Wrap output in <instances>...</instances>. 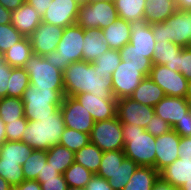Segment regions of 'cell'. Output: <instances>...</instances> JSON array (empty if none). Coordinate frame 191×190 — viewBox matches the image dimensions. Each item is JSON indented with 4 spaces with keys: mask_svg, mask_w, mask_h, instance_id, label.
<instances>
[{
    "mask_svg": "<svg viewBox=\"0 0 191 190\" xmlns=\"http://www.w3.org/2000/svg\"><path fill=\"white\" fill-rule=\"evenodd\" d=\"M112 76L100 75L92 63L77 61L63 71L65 96L90 92L101 99H116L113 95Z\"/></svg>",
    "mask_w": 191,
    "mask_h": 190,
    "instance_id": "cell-1",
    "label": "cell"
},
{
    "mask_svg": "<svg viewBox=\"0 0 191 190\" xmlns=\"http://www.w3.org/2000/svg\"><path fill=\"white\" fill-rule=\"evenodd\" d=\"M64 129L65 123L59 107L51 114V117H45L39 121L28 120L22 142L28 144L33 150L48 151L52 146L59 144Z\"/></svg>",
    "mask_w": 191,
    "mask_h": 190,
    "instance_id": "cell-2",
    "label": "cell"
},
{
    "mask_svg": "<svg viewBox=\"0 0 191 190\" xmlns=\"http://www.w3.org/2000/svg\"><path fill=\"white\" fill-rule=\"evenodd\" d=\"M130 43L119 50L121 60L135 65H153V54L156 45L151 25L140 19L130 22Z\"/></svg>",
    "mask_w": 191,
    "mask_h": 190,
    "instance_id": "cell-3",
    "label": "cell"
},
{
    "mask_svg": "<svg viewBox=\"0 0 191 190\" xmlns=\"http://www.w3.org/2000/svg\"><path fill=\"white\" fill-rule=\"evenodd\" d=\"M124 154L126 158L133 160L138 166L155 168V141L156 137L144 128L122 123Z\"/></svg>",
    "mask_w": 191,
    "mask_h": 190,
    "instance_id": "cell-4",
    "label": "cell"
},
{
    "mask_svg": "<svg viewBox=\"0 0 191 190\" xmlns=\"http://www.w3.org/2000/svg\"><path fill=\"white\" fill-rule=\"evenodd\" d=\"M84 29L78 24L64 28L56 51L44 55L46 61L64 71L71 63L83 60Z\"/></svg>",
    "mask_w": 191,
    "mask_h": 190,
    "instance_id": "cell-5",
    "label": "cell"
},
{
    "mask_svg": "<svg viewBox=\"0 0 191 190\" xmlns=\"http://www.w3.org/2000/svg\"><path fill=\"white\" fill-rule=\"evenodd\" d=\"M64 97V90H41L30 84L21 98L24 116L27 120L34 121L51 117V114L61 106Z\"/></svg>",
    "mask_w": 191,
    "mask_h": 190,
    "instance_id": "cell-6",
    "label": "cell"
},
{
    "mask_svg": "<svg viewBox=\"0 0 191 190\" xmlns=\"http://www.w3.org/2000/svg\"><path fill=\"white\" fill-rule=\"evenodd\" d=\"M156 42L170 41L188 47L191 43V10H178L165 22L151 24Z\"/></svg>",
    "mask_w": 191,
    "mask_h": 190,
    "instance_id": "cell-7",
    "label": "cell"
},
{
    "mask_svg": "<svg viewBox=\"0 0 191 190\" xmlns=\"http://www.w3.org/2000/svg\"><path fill=\"white\" fill-rule=\"evenodd\" d=\"M118 19L113 0L89 1L80 5L76 24L83 29H104Z\"/></svg>",
    "mask_w": 191,
    "mask_h": 190,
    "instance_id": "cell-8",
    "label": "cell"
},
{
    "mask_svg": "<svg viewBox=\"0 0 191 190\" xmlns=\"http://www.w3.org/2000/svg\"><path fill=\"white\" fill-rule=\"evenodd\" d=\"M30 84L41 90H64L63 71L49 64L44 56L32 54L23 67Z\"/></svg>",
    "mask_w": 191,
    "mask_h": 190,
    "instance_id": "cell-9",
    "label": "cell"
},
{
    "mask_svg": "<svg viewBox=\"0 0 191 190\" xmlns=\"http://www.w3.org/2000/svg\"><path fill=\"white\" fill-rule=\"evenodd\" d=\"M153 65H135L121 60L119 66L112 73L113 95L118 100L130 97L140 82L147 76Z\"/></svg>",
    "mask_w": 191,
    "mask_h": 190,
    "instance_id": "cell-10",
    "label": "cell"
},
{
    "mask_svg": "<svg viewBox=\"0 0 191 190\" xmlns=\"http://www.w3.org/2000/svg\"><path fill=\"white\" fill-rule=\"evenodd\" d=\"M90 142L103 152L122 150L124 148L122 123L117 116L95 122L90 134Z\"/></svg>",
    "mask_w": 191,
    "mask_h": 190,
    "instance_id": "cell-11",
    "label": "cell"
},
{
    "mask_svg": "<svg viewBox=\"0 0 191 190\" xmlns=\"http://www.w3.org/2000/svg\"><path fill=\"white\" fill-rule=\"evenodd\" d=\"M65 127L91 134L94 119L73 96H65L60 106Z\"/></svg>",
    "mask_w": 191,
    "mask_h": 190,
    "instance_id": "cell-12",
    "label": "cell"
},
{
    "mask_svg": "<svg viewBox=\"0 0 191 190\" xmlns=\"http://www.w3.org/2000/svg\"><path fill=\"white\" fill-rule=\"evenodd\" d=\"M149 77L164 90L166 96L185 98L188 80L179 71L164 65H153Z\"/></svg>",
    "mask_w": 191,
    "mask_h": 190,
    "instance_id": "cell-13",
    "label": "cell"
},
{
    "mask_svg": "<svg viewBox=\"0 0 191 190\" xmlns=\"http://www.w3.org/2000/svg\"><path fill=\"white\" fill-rule=\"evenodd\" d=\"M154 114V107L141 104L130 97L117 100L116 116L121 123L134 124L145 129Z\"/></svg>",
    "mask_w": 191,
    "mask_h": 190,
    "instance_id": "cell-14",
    "label": "cell"
},
{
    "mask_svg": "<svg viewBox=\"0 0 191 190\" xmlns=\"http://www.w3.org/2000/svg\"><path fill=\"white\" fill-rule=\"evenodd\" d=\"M80 4L76 0H53L42 16V22L66 28L76 24Z\"/></svg>",
    "mask_w": 191,
    "mask_h": 190,
    "instance_id": "cell-15",
    "label": "cell"
},
{
    "mask_svg": "<svg viewBox=\"0 0 191 190\" xmlns=\"http://www.w3.org/2000/svg\"><path fill=\"white\" fill-rule=\"evenodd\" d=\"M64 28L41 22L29 37L34 54L47 55L56 51Z\"/></svg>",
    "mask_w": 191,
    "mask_h": 190,
    "instance_id": "cell-16",
    "label": "cell"
},
{
    "mask_svg": "<svg viewBox=\"0 0 191 190\" xmlns=\"http://www.w3.org/2000/svg\"><path fill=\"white\" fill-rule=\"evenodd\" d=\"M180 138L181 137L173 129L156 137L155 169L158 172L180 158L178 154Z\"/></svg>",
    "mask_w": 191,
    "mask_h": 190,
    "instance_id": "cell-17",
    "label": "cell"
},
{
    "mask_svg": "<svg viewBox=\"0 0 191 190\" xmlns=\"http://www.w3.org/2000/svg\"><path fill=\"white\" fill-rule=\"evenodd\" d=\"M74 98L85 107L95 122L116 117L117 99H101L90 92L77 94Z\"/></svg>",
    "mask_w": 191,
    "mask_h": 190,
    "instance_id": "cell-18",
    "label": "cell"
},
{
    "mask_svg": "<svg viewBox=\"0 0 191 190\" xmlns=\"http://www.w3.org/2000/svg\"><path fill=\"white\" fill-rule=\"evenodd\" d=\"M190 110L191 106L189 102L183 97L165 96L154 106L155 114L168 122L172 128L178 121H181Z\"/></svg>",
    "mask_w": 191,
    "mask_h": 190,
    "instance_id": "cell-19",
    "label": "cell"
},
{
    "mask_svg": "<svg viewBox=\"0 0 191 190\" xmlns=\"http://www.w3.org/2000/svg\"><path fill=\"white\" fill-rule=\"evenodd\" d=\"M42 22V17L26 1L12 12L11 24L23 37H30Z\"/></svg>",
    "mask_w": 191,
    "mask_h": 190,
    "instance_id": "cell-20",
    "label": "cell"
},
{
    "mask_svg": "<svg viewBox=\"0 0 191 190\" xmlns=\"http://www.w3.org/2000/svg\"><path fill=\"white\" fill-rule=\"evenodd\" d=\"M101 31L110 49L120 50L126 44L130 43V22L124 19L118 18L114 23Z\"/></svg>",
    "mask_w": 191,
    "mask_h": 190,
    "instance_id": "cell-21",
    "label": "cell"
},
{
    "mask_svg": "<svg viewBox=\"0 0 191 190\" xmlns=\"http://www.w3.org/2000/svg\"><path fill=\"white\" fill-rule=\"evenodd\" d=\"M109 49L100 29H84L83 61L93 63Z\"/></svg>",
    "mask_w": 191,
    "mask_h": 190,
    "instance_id": "cell-22",
    "label": "cell"
},
{
    "mask_svg": "<svg viewBox=\"0 0 191 190\" xmlns=\"http://www.w3.org/2000/svg\"><path fill=\"white\" fill-rule=\"evenodd\" d=\"M166 96L164 90L149 76L145 77L130 95V98L141 104L154 107Z\"/></svg>",
    "mask_w": 191,
    "mask_h": 190,
    "instance_id": "cell-23",
    "label": "cell"
},
{
    "mask_svg": "<svg viewBox=\"0 0 191 190\" xmlns=\"http://www.w3.org/2000/svg\"><path fill=\"white\" fill-rule=\"evenodd\" d=\"M182 46L170 41L156 42L153 54V65H164L173 71H178V57Z\"/></svg>",
    "mask_w": 191,
    "mask_h": 190,
    "instance_id": "cell-24",
    "label": "cell"
},
{
    "mask_svg": "<svg viewBox=\"0 0 191 190\" xmlns=\"http://www.w3.org/2000/svg\"><path fill=\"white\" fill-rule=\"evenodd\" d=\"M160 179L180 189L185 182L191 181V163L176 159L159 172Z\"/></svg>",
    "mask_w": 191,
    "mask_h": 190,
    "instance_id": "cell-25",
    "label": "cell"
},
{
    "mask_svg": "<svg viewBox=\"0 0 191 190\" xmlns=\"http://www.w3.org/2000/svg\"><path fill=\"white\" fill-rule=\"evenodd\" d=\"M144 19L151 25L165 22L177 11L175 0H146Z\"/></svg>",
    "mask_w": 191,
    "mask_h": 190,
    "instance_id": "cell-26",
    "label": "cell"
},
{
    "mask_svg": "<svg viewBox=\"0 0 191 190\" xmlns=\"http://www.w3.org/2000/svg\"><path fill=\"white\" fill-rule=\"evenodd\" d=\"M159 178V172L154 167L138 166L122 190H153Z\"/></svg>",
    "mask_w": 191,
    "mask_h": 190,
    "instance_id": "cell-27",
    "label": "cell"
},
{
    "mask_svg": "<svg viewBox=\"0 0 191 190\" xmlns=\"http://www.w3.org/2000/svg\"><path fill=\"white\" fill-rule=\"evenodd\" d=\"M32 54L29 37H23L3 54V61L12 68H23Z\"/></svg>",
    "mask_w": 191,
    "mask_h": 190,
    "instance_id": "cell-28",
    "label": "cell"
},
{
    "mask_svg": "<svg viewBox=\"0 0 191 190\" xmlns=\"http://www.w3.org/2000/svg\"><path fill=\"white\" fill-rule=\"evenodd\" d=\"M33 149L22 141H6L0 145V159L3 162H18L23 165Z\"/></svg>",
    "mask_w": 191,
    "mask_h": 190,
    "instance_id": "cell-29",
    "label": "cell"
},
{
    "mask_svg": "<svg viewBox=\"0 0 191 190\" xmlns=\"http://www.w3.org/2000/svg\"><path fill=\"white\" fill-rule=\"evenodd\" d=\"M102 157L103 151L95 144L89 142L86 146L75 152L74 162L81 164L83 167L96 174L99 170Z\"/></svg>",
    "mask_w": 191,
    "mask_h": 190,
    "instance_id": "cell-30",
    "label": "cell"
},
{
    "mask_svg": "<svg viewBox=\"0 0 191 190\" xmlns=\"http://www.w3.org/2000/svg\"><path fill=\"white\" fill-rule=\"evenodd\" d=\"M118 18L132 22L144 19L146 0H113Z\"/></svg>",
    "mask_w": 191,
    "mask_h": 190,
    "instance_id": "cell-31",
    "label": "cell"
},
{
    "mask_svg": "<svg viewBox=\"0 0 191 190\" xmlns=\"http://www.w3.org/2000/svg\"><path fill=\"white\" fill-rule=\"evenodd\" d=\"M74 155L73 151L60 144L46 151L47 163L51 164L60 174H63L74 163Z\"/></svg>",
    "mask_w": 191,
    "mask_h": 190,
    "instance_id": "cell-32",
    "label": "cell"
},
{
    "mask_svg": "<svg viewBox=\"0 0 191 190\" xmlns=\"http://www.w3.org/2000/svg\"><path fill=\"white\" fill-rule=\"evenodd\" d=\"M24 117V104L21 98H0V118L5 124Z\"/></svg>",
    "mask_w": 191,
    "mask_h": 190,
    "instance_id": "cell-33",
    "label": "cell"
},
{
    "mask_svg": "<svg viewBox=\"0 0 191 190\" xmlns=\"http://www.w3.org/2000/svg\"><path fill=\"white\" fill-rule=\"evenodd\" d=\"M30 85L29 75L24 68H11L7 84V96L22 98L24 91Z\"/></svg>",
    "mask_w": 191,
    "mask_h": 190,
    "instance_id": "cell-34",
    "label": "cell"
},
{
    "mask_svg": "<svg viewBox=\"0 0 191 190\" xmlns=\"http://www.w3.org/2000/svg\"><path fill=\"white\" fill-rule=\"evenodd\" d=\"M125 158L123 149L103 152L100 167L96 174L109 180Z\"/></svg>",
    "mask_w": 191,
    "mask_h": 190,
    "instance_id": "cell-35",
    "label": "cell"
},
{
    "mask_svg": "<svg viewBox=\"0 0 191 190\" xmlns=\"http://www.w3.org/2000/svg\"><path fill=\"white\" fill-rule=\"evenodd\" d=\"M68 187L85 188L87 183L94 176V173L74 162L63 173Z\"/></svg>",
    "mask_w": 191,
    "mask_h": 190,
    "instance_id": "cell-36",
    "label": "cell"
},
{
    "mask_svg": "<svg viewBox=\"0 0 191 190\" xmlns=\"http://www.w3.org/2000/svg\"><path fill=\"white\" fill-rule=\"evenodd\" d=\"M47 163L46 151L33 150L22 165L25 180H36L41 174L44 165Z\"/></svg>",
    "mask_w": 191,
    "mask_h": 190,
    "instance_id": "cell-37",
    "label": "cell"
},
{
    "mask_svg": "<svg viewBox=\"0 0 191 190\" xmlns=\"http://www.w3.org/2000/svg\"><path fill=\"white\" fill-rule=\"evenodd\" d=\"M121 62L119 50L109 49L106 53L100 55L92 64L97 72L104 76H112Z\"/></svg>",
    "mask_w": 191,
    "mask_h": 190,
    "instance_id": "cell-38",
    "label": "cell"
},
{
    "mask_svg": "<svg viewBox=\"0 0 191 190\" xmlns=\"http://www.w3.org/2000/svg\"><path fill=\"white\" fill-rule=\"evenodd\" d=\"M137 168L138 165L133 160L125 158L112 177L108 180L112 189L122 190Z\"/></svg>",
    "mask_w": 191,
    "mask_h": 190,
    "instance_id": "cell-39",
    "label": "cell"
},
{
    "mask_svg": "<svg viewBox=\"0 0 191 190\" xmlns=\"http://www.w3.org/2000/svg\"><path fill=\"white\" fill-rule=\"evenodd\" d=\"M90 142V134L79 132L74 129L65 127L59 144L65 146L74 153L79 151L82 147Z\"/></svg>",
    "mask_w": 191,
    "mask_h": 190,
    "instance_id": "cell-40",
    "label": "cell"
},
{
    "mask_svg": "<svg viewBox=\"0 0 191 190\" xmlns=\"http://www.w3.org/2000/svg\"><path fill=\"white\" fill-rule=\"evenodd\" d=\"M0 176L13 188L20 185L25 179L22 166L18 162H3L0 159Z\"/></svg>",
    "mask_w": 191,
    "mask_h": 190,
    "instance_id": "cell-41",
    "label": "cell"
},
{
    "mask_svg": "<svg viewBox=\"0 0 191 190\" xmlns=\"http://www.w3.org/2000/svg\"><path fill=\"white\" fill-rule=\"evenodd\" d=\"M23 38L22 34L9 23L0 25V51L4 54Z\"/></svg>",
    "mask_w": 191,
    "mask_h": 190,
    "instance_id": "cell-42",
    "label": "cell"
},
{
    "mask_svg": "<svg viewBox=\"0 0 191 190\" xmlns=\"http://www.w3.org/2000/svg\"><path fill=\"white\" fill-rule=\"evenodd\" d=\"M28 120L24 116L16 121L5 124V133L7 141H22L23 132L27 127Z\"/></svg>",
    "mask_w": 191,
    "mask_h": 190,
    "instance_id": "cell-43",
    "label": "cell"
},
{
    "mask_svg": "<svg viewBox=\"0 0 191 190\" xmlns=\"http://www.w3.org/2000/svg\"><path fill=\"white\" fill-rule=\"evenodd\" d=\"M171 129H172L171 125L168 122L164 121L159 116H157L156 114H154V116L148 122V125L145 128V130L154 137H159L160 135L167 133Z\"/></svg>",
    "mask_w": 191,
    "mask_h": 190,
    "instance_id": "cell-44",
    "label": "cell"
},
{
    "mask_svg": "<svg viewBox=\"0 0 191 190\" xmlns=\"http://www.w3.org/2000/svg\"><path fill=\"white\" fill-rule=\"evenodd\" d=\"M178 71L185 76V78L191 80V51L188 47H184L180 51V57H178Z\"/></svg>",
    "mask_w": 191,
    "mask_h": 190,
    "instance_id": "cell-45",
    "label": "cell"
},
{
    "mask_svg": "<svg viewBox=\"0 0 191 190\" xmlns=\"http://www.w3.org/2000/svg\"><path fill=\"white\" fill-rule=\"evenodd\" d=\"M40 185L42 190H67L68 184L64 179V175L60 174L55 178L50 179H36Z\"/></svg>",
    "mask_w": 191,
    "mask_h": 190,
    "instance_id": "cell-46",
    "label": "cell"
},
{
    "mask_svg": "<svg viewBox=\"0 0 191 190\" xmlns=\"http://www.w3.org/2000/svg\"><path fill=\"white\" fill-rule=\"evenodd\" d=\"M180 137L191 136V110L172 128Z\"/></svg>",
    "mask_w": 191,
    "mask_h": 190,
    "instance_id": "cell-47",
    "label": "cell"
},
{
    "mask_svg": "<svg viewBox=\"0 0 191 190\" xmlns=\"http://www.w3.org/2000/svg\"><path fill=\"white\" fill-rule=\"evenodd\" d=\"M11 66L4 61L0 62V98L7 97V84L10 77Z\"/></svg>",
    "mask_w": 191,
    "mask_h": 190,
    "instance_id": "cell-48",
    "label": "cell"
},
{
    "mask_svg": "<svg viewBox=\"0 0 191 190\" xmlns=\"http://www.w3.org/2000/svg\"><path fill=\"white\" fill-rule=\"evenodd\" d=\"M85 190H113L109 181L94 174L91 180L87 183Z\"/></svg>",
    "mask_w": 191,
    "mask_h": 190,
    "instance_id": "cell-49",
    "label": "cell"
},
{
    "mask_svg": "<svg viewBox=\"0 0 191 190\" xmlns=\"http://www.w3.org/2000/svg\"><path fill=\"white\" fill-rule=\"evenodd\" d=\"M179 156L182 161L191 163V136L181 137L179 143Z\"/></svg>",
    "mask_w": 191,
    "mask_h": 190,
    "instance_id": "cell-50",
    "label": "cell"
},
{
    "mask_svg": "<svg viewBox=\"0 0 191 190\" xmlns=\"http://www.w3.org/2000/svg\"><path fill=\"white\" fill-rule=\"evenodd\" d=\"M28 4H30L42 17L53 0H25Z\"/></svg>",
    "mask_w": 191,
    "mask_h": 190,
    "instance_id": "cell-51",
    "label": "cell"
},
{
    "mask_svg": "<svg viewBox=\"0 0 191 190\" xmlns=\"http://www.w3.org/2000/svg\"><path fill=\"white\" fill-rule=\"evenodd\" d=\"M60 173L51 165L46 163L41 174H38L37 179H50L59 176Z\"/></svg>",
    "mask_w": 191,
    "mask_h": 190,
    "instance_id": "cell-52",
    "label": "cell"
},
{
    "mask_svg": "<svg viewBox=\"0 0 191 190\" xmlns=\"http://www.w3.org/2000/svg\"><path fill=\"white\" fill-rule=\"evenodd\" d=\"M13 190H42L41 185L37 180H24L20 185H17Z\"/></svg>",
    "mask_w": 191,
    "mask_h": 190,
    "instance_id": "cell-53",
    "label": "cell"
},
{
    "mask_svg": "<svg viewBox=\"0 0 191 190\" xmlns=\"http://www.w3.org/2000/svg\"><path fill=\"white\" fill-rule=\"evenodd\" d=\"M24 2L25 0H0V4L11 12L19 8Z\"/></svg>",
    "mask_w": 191,
    "mask_h": 190,
    "instance_id": "cell-54",
    "label": "cell"
},
{
    "mask_svg": "<svg viewBox=\"0 0 191 190\" xmlns=\"http://www.w3.org/2000/svg\"><path fill=\"white\" fill-rule=\"evenodd\" d=\"M12 12L0 4V25L11 23Z\"/></svg>",
    "mask_w": 191,
    "mask_h": 190,
    "instance_id": "cell-55",
    "label": "cell"
},
{
    "mask_svg": "<svg viewBox=\"0 0 191 190\" xmlns=\"http://www.w3.org/2000/svg\"><path fill=\"white\" fill-rule=\"evenodd\" d=\"M153 190H179L178 188H175L174 186L170 185L169 183L163 182L160 178L155 183Z\"/></svg>",
    "mask_w": 191,
    "mask_h": 190,
    "instance_id": "cell-56",
    "label": "cell"
},
{
    "mask_svg": "<svg viewBox=\"0 0 191 190\" xmlns=\"http://www.w3.org/2000/svg\"><path fill=\"white\" fill-rule=\"evenodd\" d=\"M178 10H191V0H175Z\"/></svg>",
    "mask_w": 191,
    "mask_h": 190,
    "instance_id": "cell-57",
    "label": "cell"
},
{
    "mask_svg": "<svg viewBox=\"0 0 191 190\" xmlns=\"http://www.w3.org/2000/svg\"><path fill=\"white\" fill-rule=\"evenodd\" d=\"M6 133H5V123L0 118V145H2L4 142H6Z\"/></svg>",
    "mask_w": 191,
    "mask_h": 190,
    "instance_id": "cell-58",
    "label": "cell"
},
{
    "mask_svg": "<svg viewBox=\"0 0 191 190\" xmlns=\"http://www.w3.org/2000/svg\"><path fill=\"white\" fill-rule=\"evenodd\" d=\"M0 190H13V187L0 176Z\"/></svg>",
    "mask_w": 191,
    "mask_h": 190,
    "instance_id": "cell-59",
    "label": "cell"
},
{
    "mask_svg": "<svg viewBox=\"0 0 191 190\" xmlns=\"http://www.w3.org/2000/svg\"><path fill=\"white\" fill-rule=\"evenodd\" d=\"M185 99L189 102V104L191 106V80L188 81L187 93H186Z\"/></svg>",
    "mask_w": 191,
    "mask_h": 190,
    "instance_id": "cell-60",
    "label": "cell"
},
{
    "mask_svg": "<svg viewBox=\"0 0 191 190\" xmlns=\"http://www.w3.org/2000/svg\"><path fill=\"white\" fill-rule=\"evenodd\" d=\"M179 190H191V181L190 182H185Z\"/></svg>",
    "mask_w": 191,
    "mask_h": 190,
    "instance_id": "cell-61",
    "label": "cell"
},
{
    "mask_svg": "<svg viewBox=\"0 0 191 190\" xmlns=\"http://www.w3.org/2000/svg\"><path fill=\"white\" fill-rule=\"evenodd\" d=\"M80 5L86 4L89 0H76Z\"/></svg>",
    "mask_w": 191,
    "mask_h": 190,
    "instance_id": "cell-62",
    "label": "cell"
},
{
    "mask_svg": "<svg viewBox=\"0 0 191 190\" xmlns=\"http://www.w3.org/2000/svg\"><path fill=\"white\" fill-rule=\"evenodd\" d=\"M67 190H85L84 188L68 187Z\"/></svg>",
    "mask_w": 191,
    "mask_h": 190,
    "instance_id": "cell-63",
    "label": "cell"
},
{
    "mask_svg": "<svg viewBox=\"0 0 191 190\" xmlns=\"http://www.w3.org/2000/svg\"><path fill=\"white\" fill-rule=\"evenodd\" d=\"M3 61V54H2V52L0 51V62H2Z\"/></svg>",
    "mask_w": 191,
    "mask_h": 190,
    "instance_id": "cell-64",
    "label": "cell"
},
{
    "mask_svg": "<svg viewBox=\"0 0 191 190\" xmlns=\"http://www.w3.org/2000/svg\"><path fill=\"white\" fill-rule=\"evenodd\" d=\"M188 49L191 51V43L188 45Z\"/></svg>",
    "mask_w": 191,
    "mask_h": 190,
    "instance_id": "cell-65",
    "label": "cell"
}]
</instances>
